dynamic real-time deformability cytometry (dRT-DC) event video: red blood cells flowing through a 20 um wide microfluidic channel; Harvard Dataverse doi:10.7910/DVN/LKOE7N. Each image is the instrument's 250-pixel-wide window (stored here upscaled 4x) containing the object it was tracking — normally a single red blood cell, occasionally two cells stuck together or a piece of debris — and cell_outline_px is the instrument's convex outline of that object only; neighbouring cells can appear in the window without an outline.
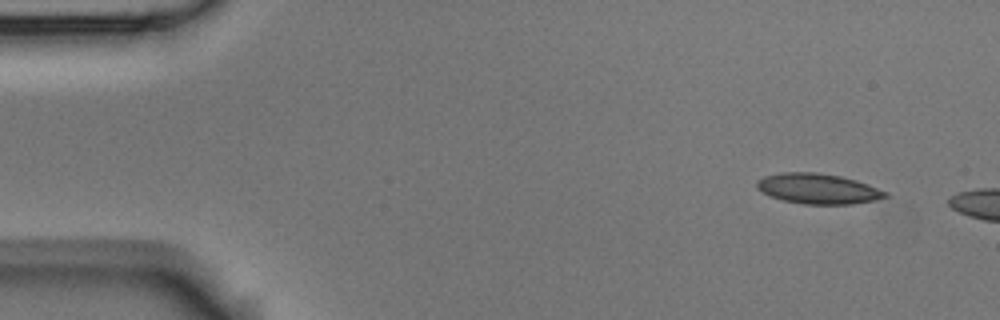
{"species": "Egyptian fruit bat (a non-hibernating species)", "species_latin": "Rousettus aegyptiacus", "temperature_condition": "room temperature", "stored_images_in_passage": 3, "camera_frame_rate_fps": 3000, "um_per_image_px": 0.085, "animal": {"sex": "male"}, "frame": {"image": 1, "passage_image": 1, "time_ms": 0.0, "image_size_px": [1000, 320], "cell_outline_px": [[888, 196], [876, 200], [852, 204], [804, 204], [784, 200], [760, 192], [756, 188], [756, 180], [764, 176], [780, 172], [816, 172], [840, 176], [856, 180], [868, 184], [888, 192]], "centroid_in_image_um": [69.52, 16.03], "position_along_channel_um": 15.5, "area_um2": 22.77}}